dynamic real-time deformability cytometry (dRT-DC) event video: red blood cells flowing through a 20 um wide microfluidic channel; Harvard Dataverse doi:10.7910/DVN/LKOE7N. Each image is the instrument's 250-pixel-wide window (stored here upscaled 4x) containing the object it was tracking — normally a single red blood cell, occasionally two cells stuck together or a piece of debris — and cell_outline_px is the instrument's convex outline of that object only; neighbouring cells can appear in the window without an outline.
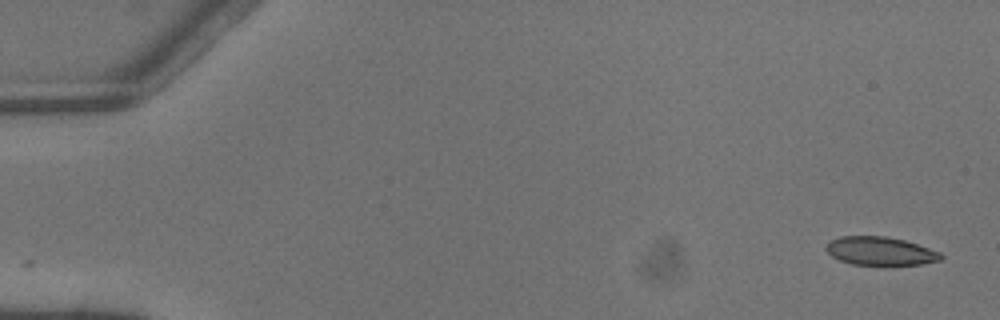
{"species": "common noctule bat (a hibernating species)", "species_latin": "Nyctalus noctula", "temperature_condition": "warm", "stored_images_in_passage": 4, "camera_frame_rate_fps": 3000, "um_per_image_px": 0.085, "animal": {"sex": "male", "body_mass_g": 13.3}, "frame": {"image": 1, "passage_image": 1, "time_ms": 0.0, "image_size_px": [1000, 320], "cell_outline_px": [[944, 256], [940, 260], [920, 264], [884, 268], [852, 264], [840, 260], [832, 256], [824, 248], [832, 240], [840, 236], [888, 236], [904, 240], [940, 252]], "centroid_in_image_um": [74.84, 21.39], "position_along_channel_um": 10.2, "area_um2": 19.65}}
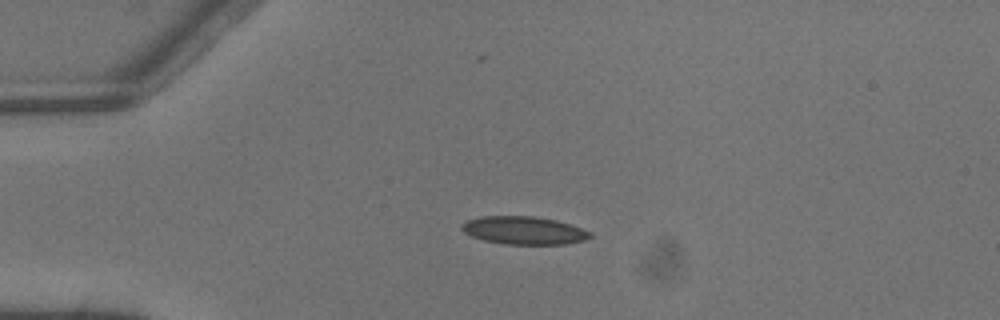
{"frame": {"image": 2, "passage_image": 3, "time_ms": 0.667, "image_size_px": [1000, 320], "cell_outline_px": [[592, 236], [584, 240], [564, 244], [504, 244], [484, 240], [472, 236], [464, 232], [460, 228], [468, 220], [480, 216], [532, 216], [556, 220], [592, 232]], "centroid_in_image_um": [44.53, 19.58], "position_along_channel_um": 40.5, "area_um2": 20.69}}